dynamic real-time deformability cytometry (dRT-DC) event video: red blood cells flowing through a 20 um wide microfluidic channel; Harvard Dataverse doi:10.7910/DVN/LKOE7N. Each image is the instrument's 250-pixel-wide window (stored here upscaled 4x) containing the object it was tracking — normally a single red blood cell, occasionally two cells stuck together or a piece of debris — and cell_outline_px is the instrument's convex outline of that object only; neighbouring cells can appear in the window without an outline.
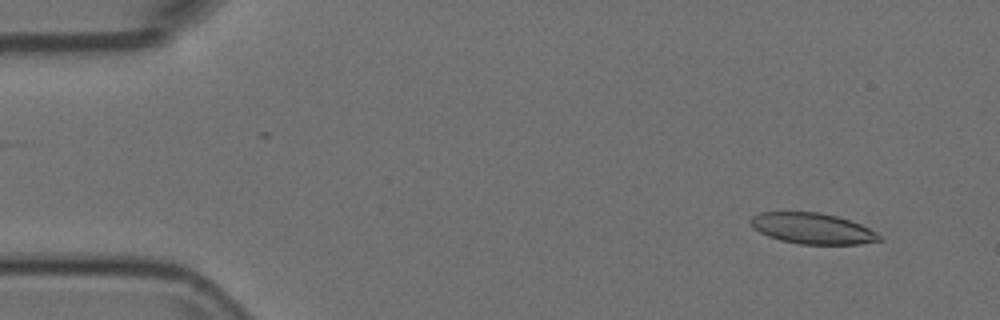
{"species": "Egyptian fruit bat (a non-hibernating species)", "species_latin": "Rousettus aegyptiacus", "temperature_condition": "room temperature", "stored_images_in_passage": 55, "camera_frame_rate_fps": 3000, "um_per_image_px": 0.085, "animal": {"sex": "female"}, "frame": {"image": 1, "passage_image": 4, "time_ms": 1.0, "image_size_px": [1000, 320], "cell_outline_px": [[880, 240], [860, 244], [800, 244], [780, 240], [768, 236], [752, 228], [748, 220], [752, 216], [760, 212], [820, 212], [852, 220], [876, 232], [880, 236]], "centroid_in_image_um": [69.01, 19.41], "position_along_channel_um": 16.0, "area_um2": 23.18}}
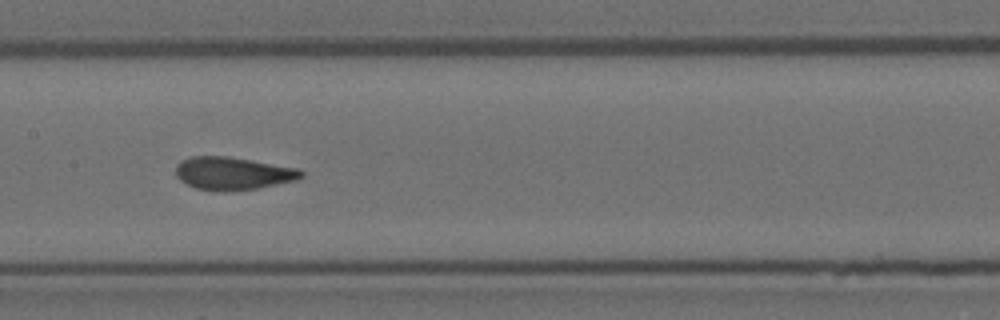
{"frame": {"image": 2, "passage_image": 26, "time_ms": 8.333, "image_size_px": [1000, 320], "cell_outline_px": [[304, 176], [296, 180], [260, 188], [224, 192], [196, 188], [180, 180], [176, 176], [176, 168], [184, 160], [192, 156], [228, 156], [252, 160], [296, 168], [304, 172]], "centroid_in_image_um": [19.83, 14.75], "position_along_channel_um": 187.6, "area_um2": 23.87}}
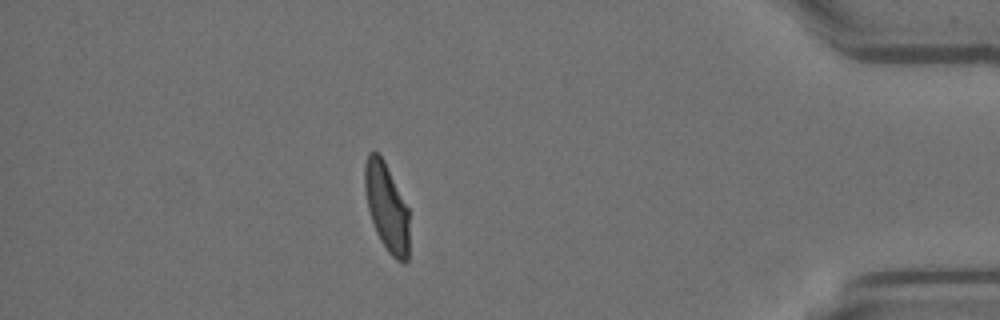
{"frame": {"image": 3, "passage_image": 47, "time_ms": 15.333, "image_size_px": [1000, 320], "cell_outline_px": [[408, 260], [404, 264], [396, 260], [388, 252], [380, 240], [376, 232], [368, 208], [364, 188], [364, 164], [368, 152], [376, 152], [384, 160], [408, 208]], "centroid_in_image_um": [32.85, 17.61], "position_along_channel_um": 402.3, "area_um2": 22.72}}